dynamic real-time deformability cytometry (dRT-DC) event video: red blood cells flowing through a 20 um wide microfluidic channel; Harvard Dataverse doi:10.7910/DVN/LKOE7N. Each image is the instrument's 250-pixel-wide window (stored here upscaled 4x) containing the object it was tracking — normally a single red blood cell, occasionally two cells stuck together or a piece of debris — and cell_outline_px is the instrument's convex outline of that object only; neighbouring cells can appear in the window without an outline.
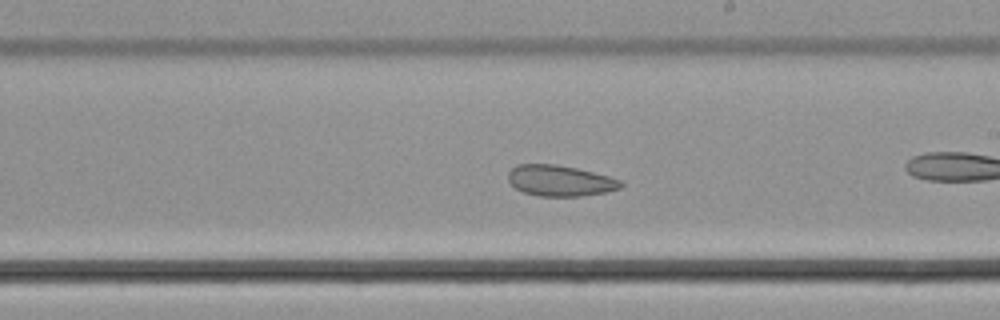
{"species": "common noctule bat (a hibernating species)", "species_latin": "Nyctalus noctula", "temperature_condition": "cold", "stored_images_in_passage": 35, "camera_frame_rate_fps": 3000, "um_per_image_px": 0.085, "animal": {"sex": "male", "body_mass_g": 21.5, "forearm_length_mm": 52.0}, "frame": {"image": 1, "passage_image": 16, "time_ms": 5.0, "image_size_px": [1000, 320], "cell_outline_px": [[624, 184], [620, 188], [604, 192], [580, 196], [540, 196], [524, 192], [516, 188], [508, 180], [508, 172], [516, 164], [556, 164], [576, 168], [608, 176], [620, 180]], "centroid_in_image_um": [47.58, 15.35], "position_along_channel_um": 241.4, "area_um2": 20.11}}